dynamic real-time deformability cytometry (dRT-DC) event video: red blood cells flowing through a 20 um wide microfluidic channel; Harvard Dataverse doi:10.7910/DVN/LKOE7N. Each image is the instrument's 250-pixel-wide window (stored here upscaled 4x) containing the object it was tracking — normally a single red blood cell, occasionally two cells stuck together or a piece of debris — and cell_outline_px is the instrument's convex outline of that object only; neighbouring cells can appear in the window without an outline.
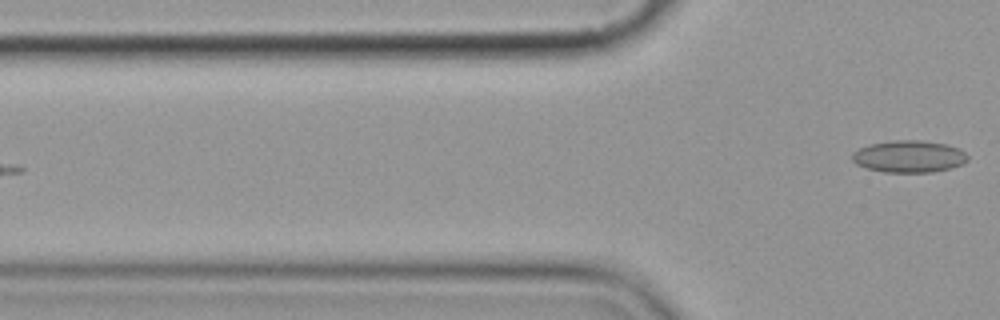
{"species": "common noctule bat (a hibernating species)", "species_latin": "Nyctalus noctula", "temperature_condition": "cold", "stored_images_in_passage": 6, "camera_frame_rate_fps": 3000, "um_per_image_px": 0.085, "animal": {"sex": "female", "body_mass_g": 19.9}, "frame": {"image": 1, "passage_image": 6, "time_ms": 7.0, "image_size_px": [1000, 320], "cell_outline_px": [[968, 160], [964, 164], [952, 168], [932, 172], [884, 172], [868, 168], [856, 164], [852, 160], [852, 152], [868, 144], [892, 140], [920, 140], [944, 144], [960, 148], [968, 156]], "centroid_in_image_um": [77.28, 13.3], "position_along_channel_um": 48.5, "area_um2": 21.68}}